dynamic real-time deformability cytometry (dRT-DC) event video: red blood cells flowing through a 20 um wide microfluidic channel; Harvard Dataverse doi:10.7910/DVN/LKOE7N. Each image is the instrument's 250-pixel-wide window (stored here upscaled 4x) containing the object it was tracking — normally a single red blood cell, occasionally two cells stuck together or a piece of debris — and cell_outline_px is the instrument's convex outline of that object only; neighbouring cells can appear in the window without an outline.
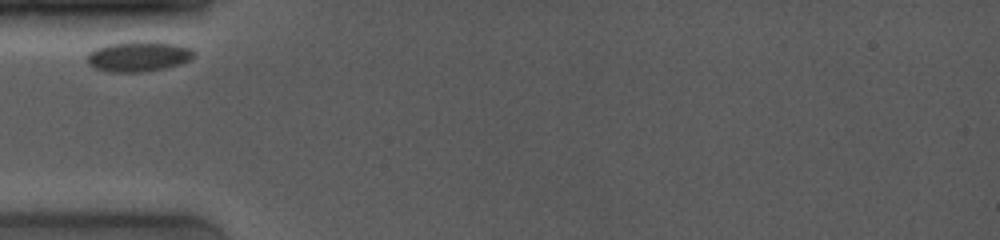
{"species": "common noctule bat (a hibernating species)", "species_latin": "Nyctalus noctula", "temperature_condition": "room temperature", "stored_images_in_passage": 2, "camera_frame_rate_fps": 4000, "um_per_image_px": 0.085, "animal": {"sex": "female", "body_mass_g": 19.0, "forearm_length_mm": 53.3}, "frame": {"image": 1, "passage_image": 1, "time_ms": 0.0, "image_size_px": [1000, 240], "cell_outline_px": [[196, 56], [180, 64], [148, 72], [112, 72], [96, 68], [88, 64], [88, 52], [96, 48], [108, 44], [132, 40], [156, 40], [176, 44], [192, 48], [196, 52]], "centroid_in_image_um": [11.82, 4.76], "position_along_channel_um": 73.2, "area_um2": 19.36}}